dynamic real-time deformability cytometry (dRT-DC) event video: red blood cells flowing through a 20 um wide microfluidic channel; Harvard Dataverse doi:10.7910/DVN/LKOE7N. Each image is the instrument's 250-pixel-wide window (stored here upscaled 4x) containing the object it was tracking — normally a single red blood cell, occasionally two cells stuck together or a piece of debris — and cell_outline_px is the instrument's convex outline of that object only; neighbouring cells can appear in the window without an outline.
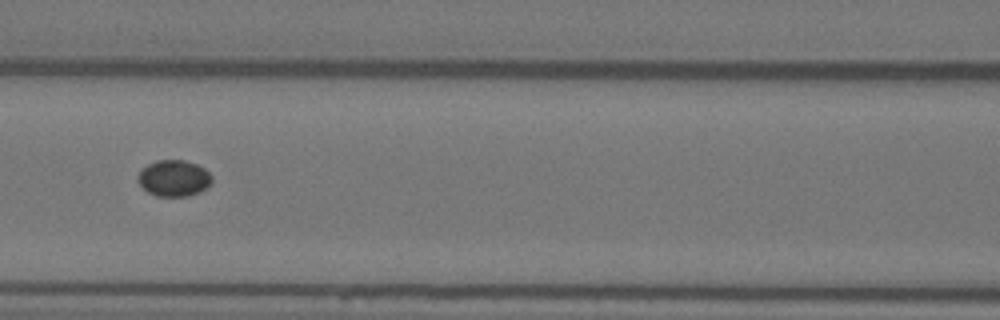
{"species": "Egyptian fruit bat (a non-hibernating species)", "species_latin": "Rousettus aegyptiacus", "temperature_condition": "warm", "stored_images_in_passage": 11, "camera_frame_rate_fps": 3000, "um_per_image_px": 0.085, "animal": {"sex": "female"}, "frame": {"image": 1, "passage_image": 4, "time_ms": 1.0, "image_size_px": [1000, 320], "cell_outline_px": [[212, 180], [200, 192], [188, 196], [156, 196], [148, 192], [136, 180], [136, 176], [148, 164], [156, 160], [184, 160], [196, 164], [204, 168], [212, 176]], "centroid_in_image_um": [14.76, 15.14], "position_along_channel_um": 151.8, "area_um2": 15.55}}
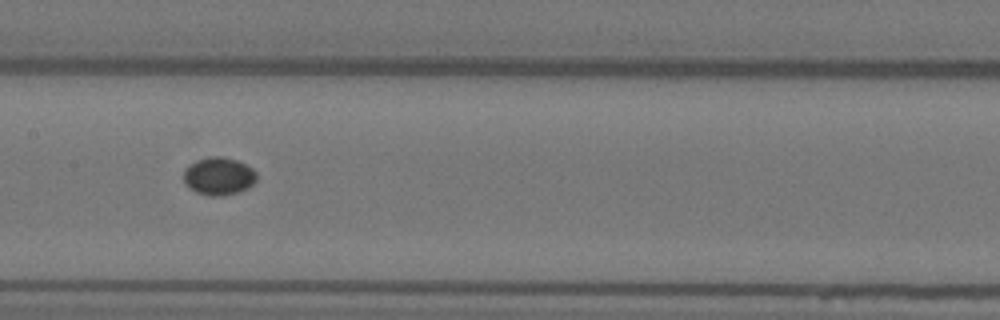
{"frame": {"image": 2, "passage_image": 5, "time_ms": 1.333, "image_size_px": [1000, 320], "cell_outline_px": [[256, 180], [248, 188], [224, 196], [212, 196], [196, 192], [188, 188], [184, 184], [184, 168], [188, 164], [196, 160], [208, 156], [220, 156], [236, 160], [252, 168], [256, 172]], "centroid_in_image_um": [18.55, 14.97], "position_along_channel_um": 188.9, "area_um2": 16.18}}
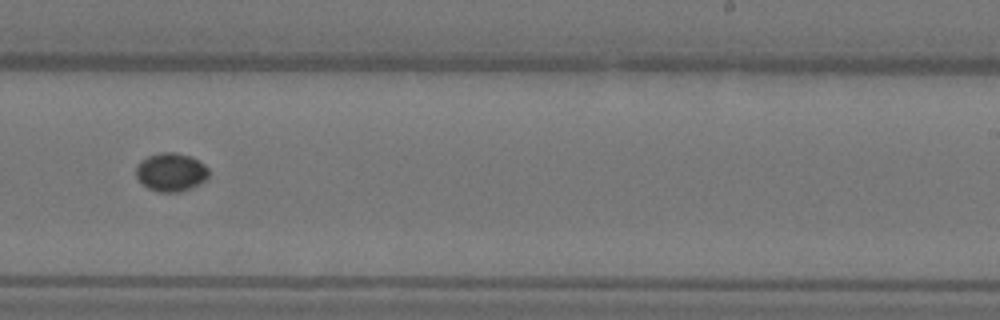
{"frame": {"image": 3, "passage_image": 7, "time_ms": 2.0, "image_size_px": [1000, 320], "cell_outline_px": [[208, 180], [192, 188], [180, 192], [156, 192], [148, 188], [136, 176], [136, 164], [140, 160], [148, 156], [160, 152], [172, 152], [192, 156], [204, 164], [208, 168]], "centroid_in_image_um": [14.55, 14.63], "position_along_channel_um": 274.4, "area_um2": 16.53}}